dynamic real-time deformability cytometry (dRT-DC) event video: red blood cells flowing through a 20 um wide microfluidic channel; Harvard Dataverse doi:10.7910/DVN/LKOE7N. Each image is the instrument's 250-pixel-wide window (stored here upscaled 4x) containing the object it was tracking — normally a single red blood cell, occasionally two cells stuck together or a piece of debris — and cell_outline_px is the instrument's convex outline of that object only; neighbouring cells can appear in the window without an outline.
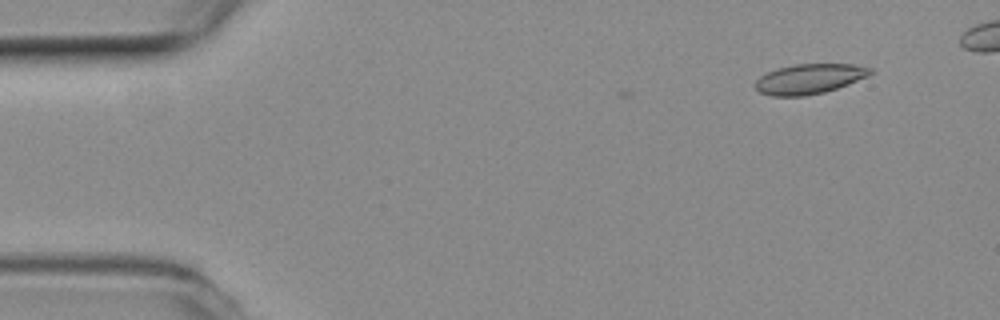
{"species": "common noctule bat (a hibernating species)", "species_latin": "Nyctalus noctula", "temperature_condition": "room temperature", "stored_images_in_passage": 4, "camera_frame_rate_fps": 3000, "um_per_image_px": 0.085, "animal": {"sex": "female", "body_mass_g": 19.3, "forearm_length_mm": 54.1}, "frame": {"image": 1, "passage_image": 4, "time_ms": 1.0, "image_size_px": [1000, 320], "cell_outline_px": [[872, 72], [868, 76], [848, 84], [824, 92], [804, 96], [772, 96], [760, 92], [756, 88], [756, 80], [760, 76], [776, 68], [796, 64], [852, 64], [872, 68]], "centroid_in_image_um": [68.79, 6.7], "position_along_channel_um": 16.2, "area_um2": 19.94}}